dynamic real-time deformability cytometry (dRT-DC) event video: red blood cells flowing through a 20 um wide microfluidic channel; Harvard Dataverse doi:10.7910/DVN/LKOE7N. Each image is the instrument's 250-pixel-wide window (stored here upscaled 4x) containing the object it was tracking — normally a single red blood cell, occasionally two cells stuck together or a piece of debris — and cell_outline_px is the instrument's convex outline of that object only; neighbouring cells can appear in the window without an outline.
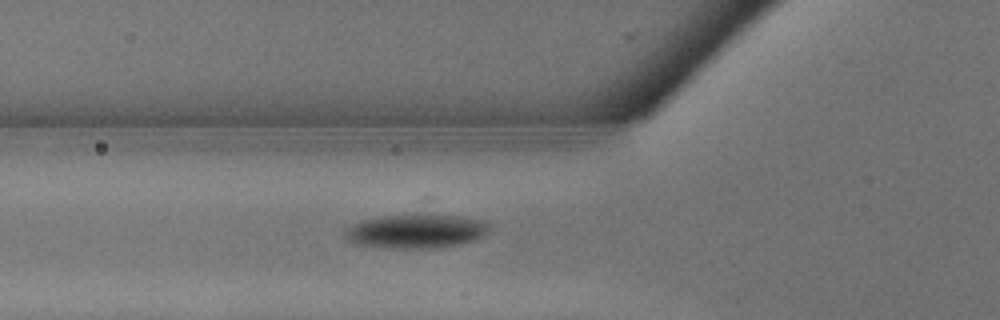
{"species": "common noctule bat (a hibernating species)", "species_latin": "Nyctalus noctula", "temperature_condition": "warm", "stored_images_in_passage": 4, "camera_frame_rate_fps": 3000, "um_per_image_px": 0.085, "animal": {"sex": "male", "body_mass_g": 13.3}, "frame": {"image": 1, "passage_image": 2, "time_ms": 0.333, "image_size_px": [1000, 320], "cell_outline_px": [[492, 224], [484, 236], [476, 240], [464, 244], [440, 248], [388, 248], [356, 244], [348, 240], [348, 228], [352, 224], [360, 220], [384, 216], [456, 216], [484, 220]], "centroid_in_image_um": [35.45, 19.68], "position_along_channel_um": 90.3, "area_um2": 28.26}}
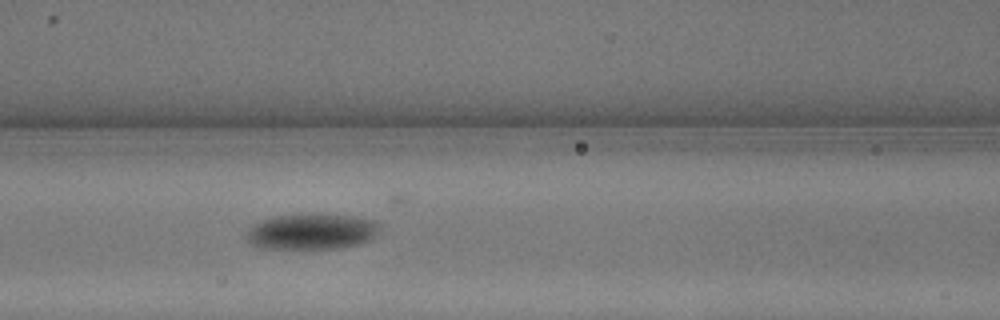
{"frame": {"image": 2, "passage_image": 4, "time_ms": 1.0, "image_size_px": [1000, 320], "cell_outline_px": [[380, 232], [372, 240], [360, 244], [340, 248], [312, 252], [260, 248], [248, 244], [248, 232], [256, 224], [264, 220], [280, 216], [312, 212], [348, 216], [376, 220], [380, 224]], "centroid_in_image_um": [26.56, 19.74], "position_along_channel_um": 140.0, "area_um2": 29.13}}